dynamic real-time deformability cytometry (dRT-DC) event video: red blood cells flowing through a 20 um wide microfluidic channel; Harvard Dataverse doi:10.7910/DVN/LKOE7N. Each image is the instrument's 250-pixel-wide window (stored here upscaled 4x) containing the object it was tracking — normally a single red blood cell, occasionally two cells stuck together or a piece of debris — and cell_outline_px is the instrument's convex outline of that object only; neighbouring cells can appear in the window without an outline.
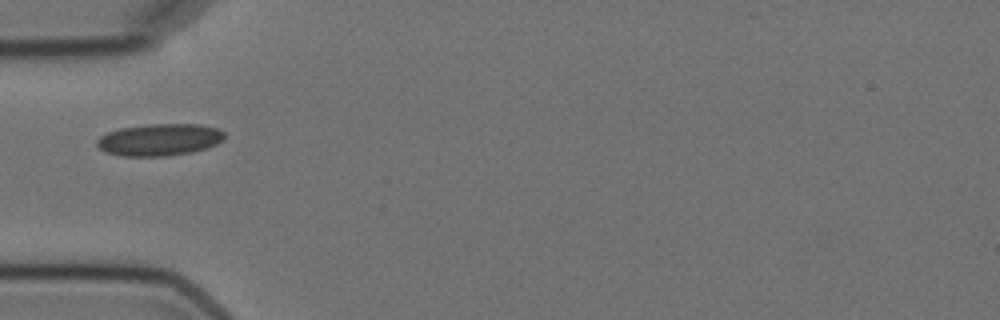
{"species": "Egyptian fruit bat (a non-hibernating species)", "species_latin": "Rousettus aegyptiacus", "temperature_condition": "cold", "stored_images_in_passage": 3, "camera_frame_rate_fps": 3000, "um_per_image_px": 0.085, "animal": {"sex": "female"}, "frame": {"image": 1, "passage_image": 1, "time_ms": 0.0, "image_size_px": [1000, 320], "cell_outline_px": [[224, 136], [216, 144], [208, 148], [192, 152], [164, 156], [120, 156], [104, 152], [96, 144], [96, 140], [100, 136], [108, 132], [120, 128], [152, 124], [200, 124], [220, 128], [224, 132]], "centroid_in_image_um": [13.55, 11.87], "position_along_channel_um": 71.5, "area_um2": 23.87}}
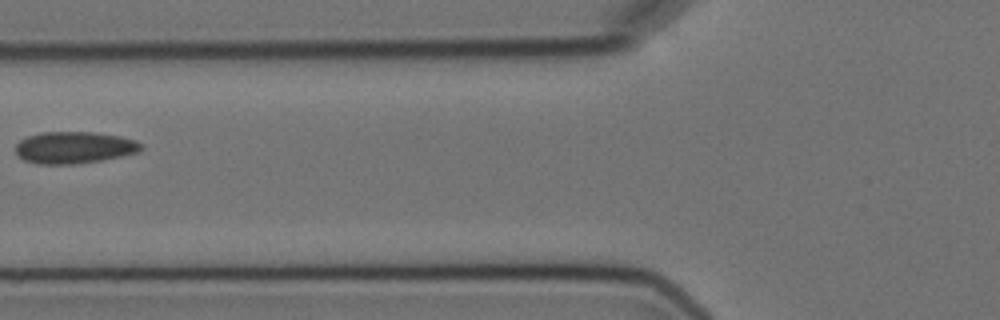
{"frame": {"image": 2, "passage_image": 2, "time_ms": 1.333, "image_size_px": [1000, 320], "cell_outline_px": [[144, 148], [140, 152], [124, 156], [76, 164], [36, 164], [24, 160], [16, 152], [16, 144], [20, 140], [28, 136], [40, 132], [96, 132], [120, 136], [136, 140], [144, 144]], "centroid_in_image_um": [6.36, 12.54], "position_along_channel_um": 119.4, "area_um2": 23.58}}
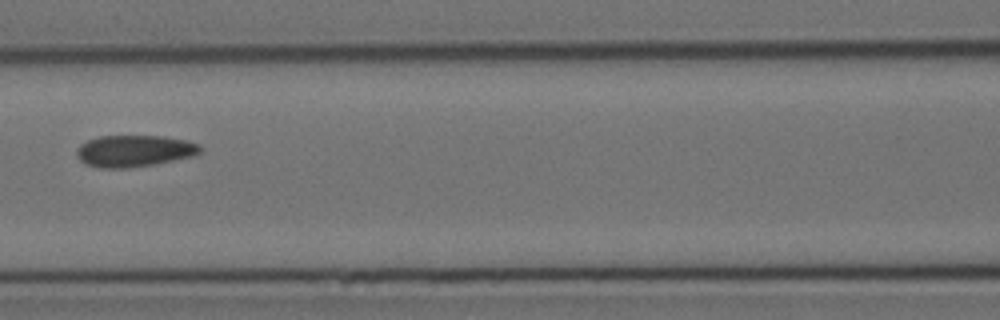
{"frame": {"image": 3, "passage_image": 3, "time_ms": 2.333, "image_size_px": [1000, 320], "cell_outline_px": [[200, 152], [192, 156], [152, 164], [128, 168], [100, 168], [84, 164], [76, 156], [76, 148], [80, 144], [88, 140], [100, 136], [164, 136], [184, 140], [200, 144]], "centroid_in_image_um": [11.35, 12.83], "position_along_channel_um": 155.3, "area_um2": 22.72}}